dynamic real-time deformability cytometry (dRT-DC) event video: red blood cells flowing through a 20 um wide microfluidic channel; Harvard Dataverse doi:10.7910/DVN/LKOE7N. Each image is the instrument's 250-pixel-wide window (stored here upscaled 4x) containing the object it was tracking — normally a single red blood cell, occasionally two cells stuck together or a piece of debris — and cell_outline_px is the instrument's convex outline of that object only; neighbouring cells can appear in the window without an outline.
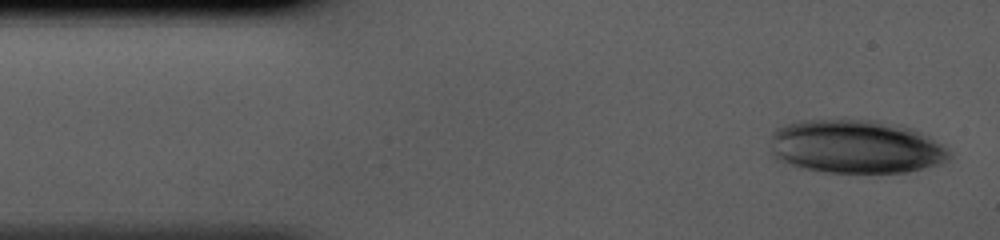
{"species": "human", "species_latin": "Homo sapiens", "temperature_condition": "cold", "stored_images_in_passage": 40, "camera_frame_rate_fps": 3000, "um_per_image_px": 0.085, "donor": {"sex": "male"}, "frame": {"image": 1, "passage_image": 1, "time_ms": 0.0, "image_size_px": [1000, 240], "cell_outline_px": [[952, 156], [948, 160], [936, 164], [908, 172], [824, 172], [800, 168], [776, 160], [772, 156], [772, 132], [776, 128], [784, 124], [796, 120], [844, 116], [876, 120], [900, 124], [912, 128], [944, 144], [952, 152]], "centroid_in_image_um": [72.7, 12.41], "position_along_channel_um": 12.3, "area_um2": 57.57}}
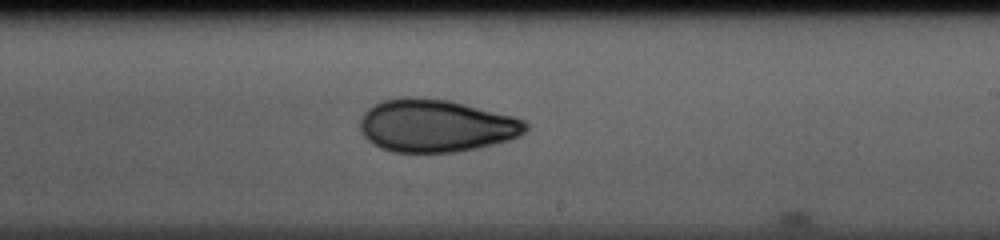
{"frame": {"image": 2, "passage_image": 23, "time_ms": 7.333, "image_size_px": [1000, 240], "cell_outline_px": [[528, 128], [520, 136], [508, 140], [476, 148], [456, 152], [392, 152], [380, 148], [372, 144], [364, 136], [360, 128], [360, 120], [364, 112], [368, 108], [384, 100], [408, 96], [448, 100], [516, 116], [524, 120], [528, 124]], "centroid_in_image_um": [37.06, 10.68], "position_along_channel_um": 251.9, "area_um2": 50.92}}
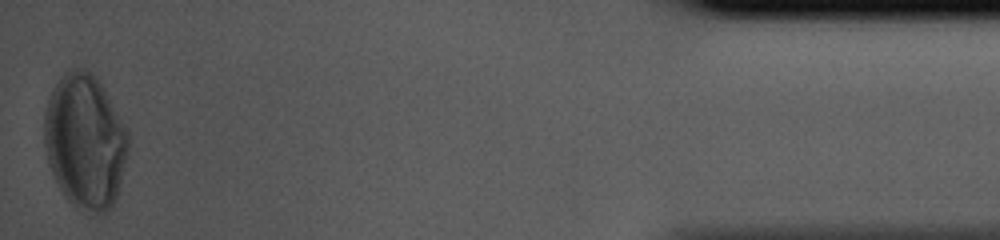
{"frame": {"image": 3, "passage_image": 40, "time_ms": 13.0, "image_size_px": [1000, 240], "cell_outline_px": [[128, 152], [116, 196], [112, 204], [104, 216], [76, 208], [64, 196], [52, 172], [48, 160], [44, 144], [44, 112], [52, 88], [60, 76], [68, 68], [84, 68], [92, 72], [96, 76], [128, 132]], "centroid_in_image_um": [7.21, 12.0], "position_along_channel_um": 428.0, "area_um2": 65.78}}